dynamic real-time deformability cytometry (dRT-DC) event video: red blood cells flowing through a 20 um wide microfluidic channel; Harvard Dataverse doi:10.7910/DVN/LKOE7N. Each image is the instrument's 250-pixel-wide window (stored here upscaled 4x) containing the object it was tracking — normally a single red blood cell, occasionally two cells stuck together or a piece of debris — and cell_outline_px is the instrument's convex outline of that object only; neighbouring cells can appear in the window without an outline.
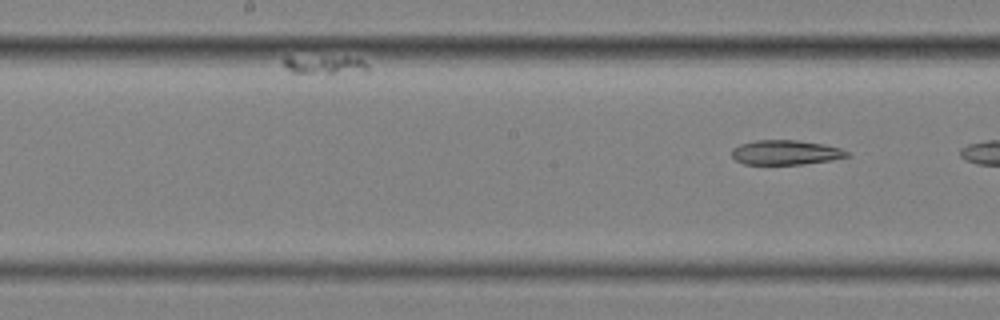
{"species": "common noctule bat (a hibernating species)", "species_latin": "Nyctalus noctula", "temperature_condition": "cold", "stored_images_in_passage": 31, "camera_frame_rate_fps": 3000, "um_per_image_px": 0.085, "animal": {"sex": "female", "body_mass_g": 25.1}, "frame": {"image": 1, "passage_image": 31, "time_ms": 10.0, "image_size_px": [1000, 320], "cell_outline_px": [[852, 156], [832, 160], [804, 164], [744, 164], [736, 160], [732, 156], [732, 148], [740, 144], [756, 140], [796, 140], [824, 144], [840, 148], [848, 152]], "centroid_in_image_um": [66.8, 12.96], "position_along_channel_um": 181.4, "area_um2": 16.59}}